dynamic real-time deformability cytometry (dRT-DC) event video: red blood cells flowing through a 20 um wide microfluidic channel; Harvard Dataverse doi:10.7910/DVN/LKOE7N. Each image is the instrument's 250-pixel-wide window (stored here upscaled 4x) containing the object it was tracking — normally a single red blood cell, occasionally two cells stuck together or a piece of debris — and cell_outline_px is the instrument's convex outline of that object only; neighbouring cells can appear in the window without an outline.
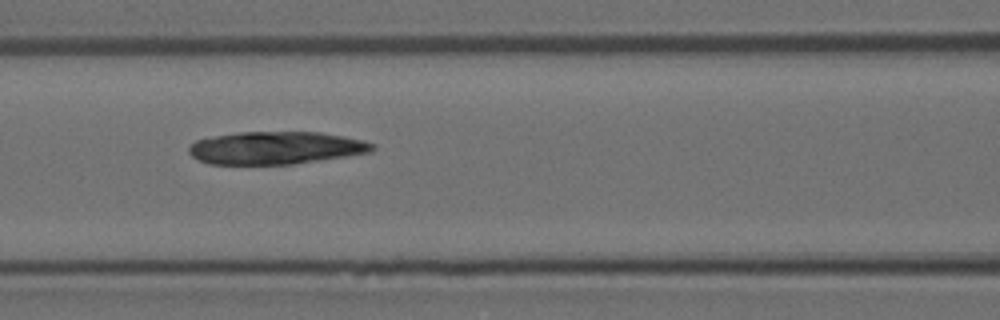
{"species": "Egyptian fruit bat (a non-hibernating species)", "species_latin": "Rousettus aegyptiacus", "temperature_condition": "room temperature", "stored_images_in_passage": 6, "camera_frame_rate_fps": 3000, "um_per_image_px": 0.085, "animal": {"sex": "female"}, "frame": {"image": 1, "passage_image": 4, "time_ms": 1.0, "image_size_px": [1000, 320], "cell_outline_px": [[376, 148], [372, 152], [292, 164], [208, 164], [192, 156], [188, 152], [188, 148], [196, 140], [216, 136], [240, 132], [320, 132], [344, 136], [364, 140], [376, 144]], "centroid_in_image_um": [23.48, 12.57], "position_along_channel_um": 143.1, "area_um2": 34.85}}